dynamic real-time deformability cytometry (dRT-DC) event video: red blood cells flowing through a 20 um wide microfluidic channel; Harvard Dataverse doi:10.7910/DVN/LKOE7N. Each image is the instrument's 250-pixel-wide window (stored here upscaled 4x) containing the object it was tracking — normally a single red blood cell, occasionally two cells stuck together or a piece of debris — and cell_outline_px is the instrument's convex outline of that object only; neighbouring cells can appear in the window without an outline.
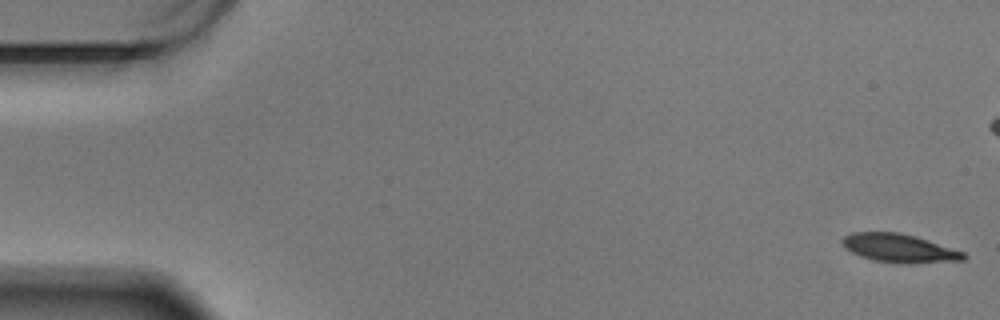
{"species": "Egyptian fruit bat (a non-hibernating species)", "species_latin": "Rousettus aegyptiacus", "temperature_condition": "warm", "stored_images_in_passage": 24, "camera_frame_rate_fps": 3000, "um_per_image_px": 0.085, "animal": {"sex": "male"}, "frame": {"image": 1, "passage_image": 1, "time_ms": 0.0, "image_size_px": [1000, 320], "cell_outline_px": [[968, 256], [964, 260], [876, 260], [860, 256], [844, 248], [840, 240], [844, 236], [852, 232], [900, 232], [916, 236], [964, 252]], "centroid_in_image_um": [76.34, 21.01], "position_along_channel_um": 8.7, "area_um2": 18.9}}
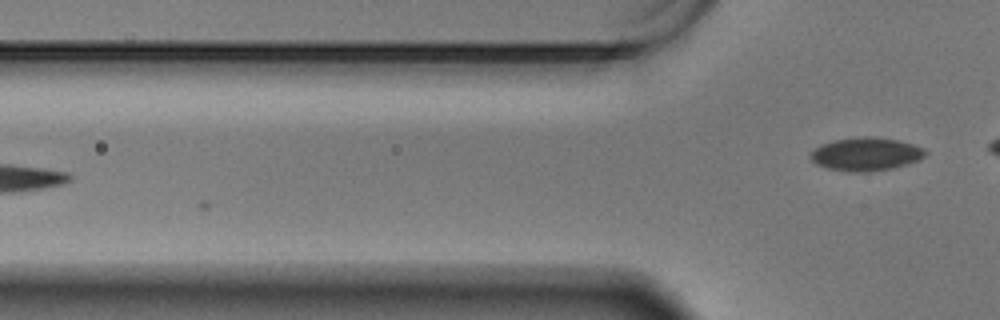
{"frame": {"image": 2, "passage_image": 24, "time_ms": 7.667, "image_size_px": [1000, 320], "cell_outline_px": [[928, 152], [924, 156], [908, 164], [892, 168], [868, 172], [848, 172], [828, 168], [816, 164], [808, 156], [812, 148], [820, 144], [832, 140], [864, 136], [872, 136], [896, 140], [912, 144], [924, 148]], "centroid_in_image_um": [73.54, 13.1], "position_along_channel_um": 52.3, "area_um2": 22.43}}